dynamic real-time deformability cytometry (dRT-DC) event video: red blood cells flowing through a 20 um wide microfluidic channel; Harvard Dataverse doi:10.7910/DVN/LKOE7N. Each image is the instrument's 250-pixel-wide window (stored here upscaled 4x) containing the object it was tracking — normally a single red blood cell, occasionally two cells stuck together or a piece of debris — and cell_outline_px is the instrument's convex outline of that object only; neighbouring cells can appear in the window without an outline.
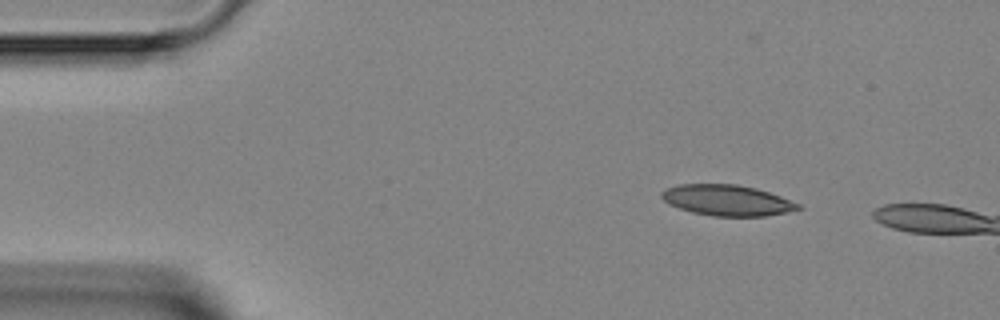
{"species": "Egyptian fruit bat (a non-hibernating species)", "species_latin": "Rousettus aegyptiacus", "temperature_condition": "room temperature", "stored_images_in_passage": 4, "camera_frame_rate_fps": 3000, "um_per_image_px": 0.085, "animal": {"sex": "female"}, "frame": {"image": 1, "passage_image": 1, "time_ms": 0.0, "image_size_px": [1000, 320], "cell_outline_px": [[804, 208], [764, 216], [712, 216], [692, 212], [668, 204], [660, 196], [660, 192], [664, 188], [676, 184], [736, 184], [756, 188], [780, 196], [800, 204]], "centroid_in_image_um": [61.75, 17.01], "position_along_channel_um": 23.2, "area_um2": 24.57}}